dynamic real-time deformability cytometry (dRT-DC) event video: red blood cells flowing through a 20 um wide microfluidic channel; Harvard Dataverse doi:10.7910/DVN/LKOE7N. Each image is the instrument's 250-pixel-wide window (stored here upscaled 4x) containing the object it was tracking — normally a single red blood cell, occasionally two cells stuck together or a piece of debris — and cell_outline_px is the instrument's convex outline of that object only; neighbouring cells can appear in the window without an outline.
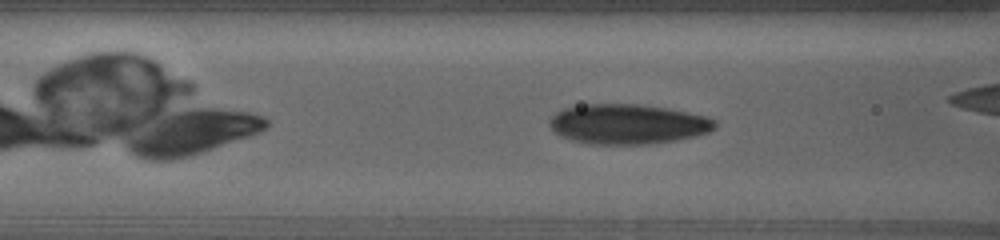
{"species": "human", "species_latin": "Homo sapiens", "temperature_condition": "warm", "stored_images_in_passage": 32, "camera_frame_rate_fps": 3000, "um_per_image_px": 0.085, "donor": {"sex": "female"}, "frame": {"image": 1, "passage_image": 8, "time_ms": 2.667, "image_size_px": [1000, 240], "cell_outline_px": [[716, 128], [708, 132], [696, 136], [676, 140], [648, 144], [588, 144], [572, 140], [560, 136], [548, 124], [552, 116], [556, 112], [564, 108], [584, 104], [636, 104], [668, 108], [708, 116], [716, 120]], "centroid_in_image_um": [53.38, 10.55], "position_along_channel_um": 113.2, "area_um2": 38.67}}
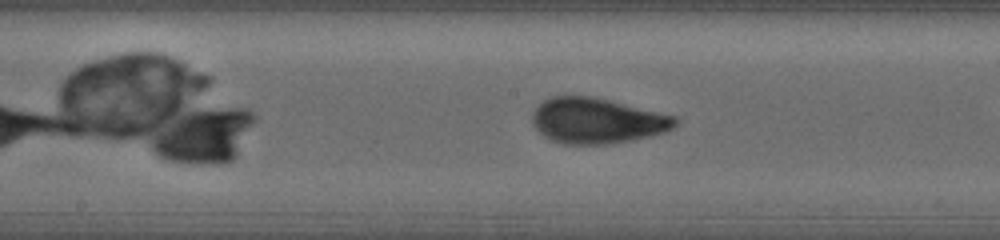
{"frame": {"image": 2, "passage_image": 15, "time_ms": 5.667, "image_size_px": [1000, 240], "cell_outline_px": [[680, 120], [672, 128], [664, 132], [632, 140], [608, 144], [564, 144], [552, 140], [544, 136], [532, 124], [532, 112], [544, 100], [552, 96], [592, 96], [676, 116]], "centroid_in_image_um": [50.74, 10.26], "position_along_channel_um": 197.5, "area_um2": 37.74}}
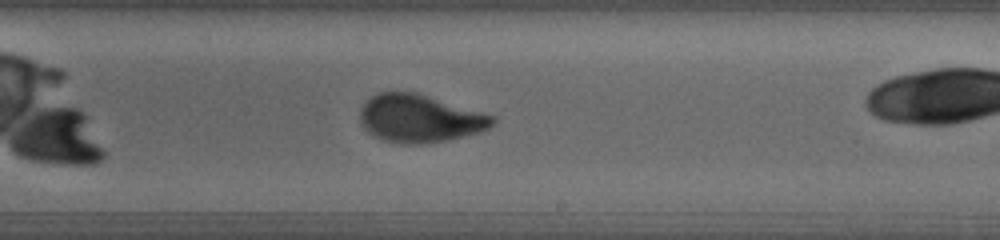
{"frame": {"image": 3, "passage_image": 20, "time_ms": 7.667, "image_size_px": [1000, 240], "cell_outline_px": [[496, 120], [488, 128], [480, 132], [428, 144], [404, 144], [380, 140], [372, 136], [364, 128], [360, 120], [360, 108], [368, 96], [376, 92], [416, 92], [496, 116]], "centroid_in_image_um": [35.63, 10.07], "position_along_channel_um": 253.4, "area_um2": 37.28}}